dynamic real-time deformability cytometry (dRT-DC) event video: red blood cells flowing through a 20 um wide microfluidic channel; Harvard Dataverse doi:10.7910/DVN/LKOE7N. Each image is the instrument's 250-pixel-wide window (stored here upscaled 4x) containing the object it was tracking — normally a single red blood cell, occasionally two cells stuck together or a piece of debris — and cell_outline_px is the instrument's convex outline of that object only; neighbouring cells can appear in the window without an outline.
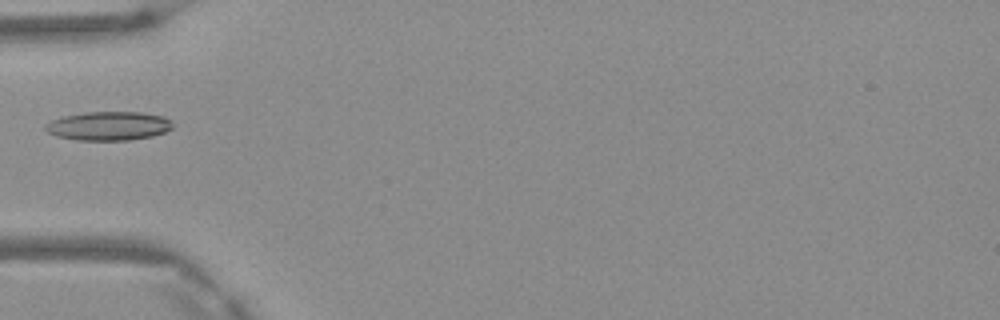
{"species": "Egyptian fruit bat (a non-hibernating species)", "species_latin": "Rousettus aegyptiacus", "temperature_condition": "warm", "stored_images_in_passage": 6, "camera_frame_rate_fps": 3000, "um_per_image_px": 0.085, "frame": {"image": 1, "passage_image": 5, "time_ms": 1.333, "image_size_px": [1000, 320], "cell_outline_px": [[172, 128], [164, 132], [152, 136], [128, 140], [76, 140], [56, 136], [48, 132], [44, 128], [44, 124], [52, 120], [64, 116], [84, 112], [144, 112], [164, 116], [172, 120]], "centroid_in_image_um": [9.23, 10.7], "position_along_channel_um": 75.8, "area_um2": 21.5}}
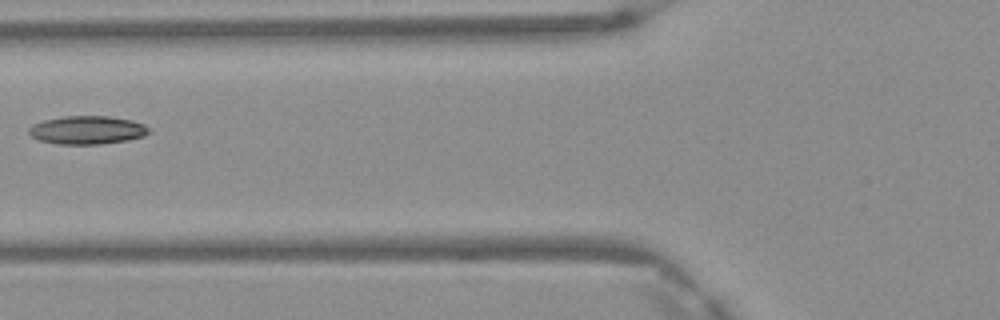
{"frame": {"image": 2, "passage_image": 6, "time_ms": 1.667, "image_size_px": [1000, 320], "cell_outline_px": [[152, 132], [144, 136], [128, 140], [100, 144], [56, 144], [40, 140], [32, 136], [28, 132], [28, 128], [32, 124], [44, 120], [64, 116], [108, 116], [132, 120], [144, 124]], "centroid_in_image_um": [7.42, 11.05], "position_along_channel_um": 118.4, "area_um2": 19.88}}